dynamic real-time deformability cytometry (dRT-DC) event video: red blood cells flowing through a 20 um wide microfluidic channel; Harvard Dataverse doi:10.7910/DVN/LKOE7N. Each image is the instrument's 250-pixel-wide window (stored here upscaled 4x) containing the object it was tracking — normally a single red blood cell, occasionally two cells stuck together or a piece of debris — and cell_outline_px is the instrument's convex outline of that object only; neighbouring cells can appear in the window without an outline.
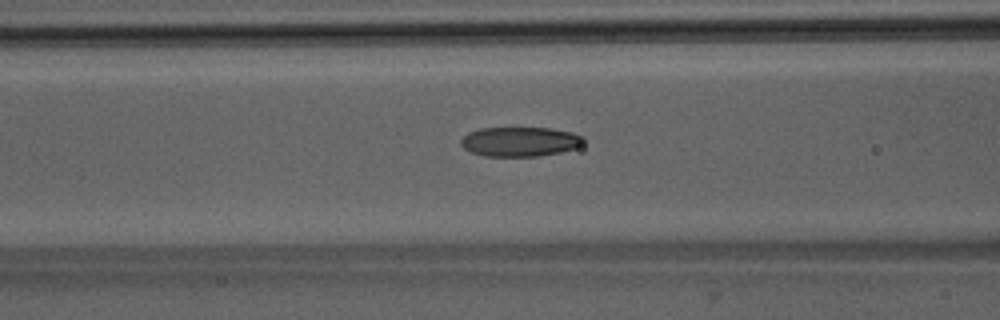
{"species": "Egyptian fruit bat (a non-hibernating species)", "species_latin": "Rousettus aegyptiacus", "temperature_condition": "room temperature", "stored_images_in_passage": 44, "camera_frame_rate_fps": 3000, "um_per_image_px": 0.085, "animal": {"sex": "male"}, "frame": {"image": 1, "passage_image": 15, "time_ms": 4.667, "image_size_px": [1000, 320], "cell_outline_px": [[584, 144], [576, 148], [560, 152], [540, 156], [484, 156], [472, 152], [464, 148], [460, 144], [460, 140], [468, 132], [480, 128], [552, 128], [572, 132], [584, 136]], "centroid_in_image_um": [44.22, 12.03], "position_along_channel_um": 122.4, "area_um2": 21.27}}
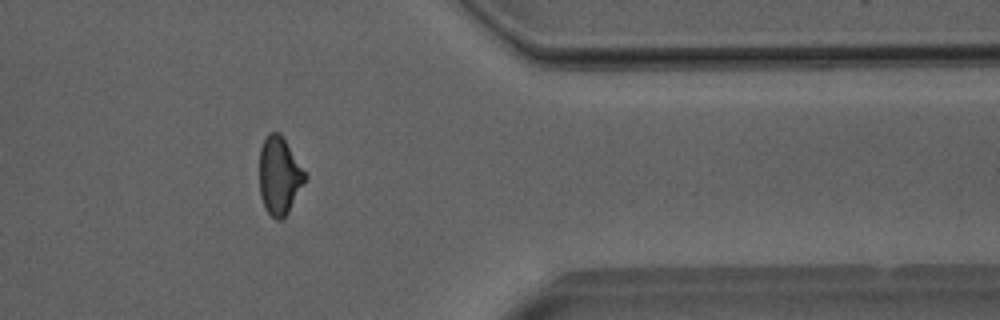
{"frame": {"image": 2, "passage_image": 36, "time_ms": 11.667, "image_size_px": [1000, 320], "cell_outline_px": [[308, 176], [288, 212], [280, 220], [276, 220], [264, 208], [260, 196], [260, 148], [268, 132], [280, 132]], "centroid_in_image_um": [23.74, 14.92], "position_along_channel_um": 387.7, "area_um2": 20.58}}
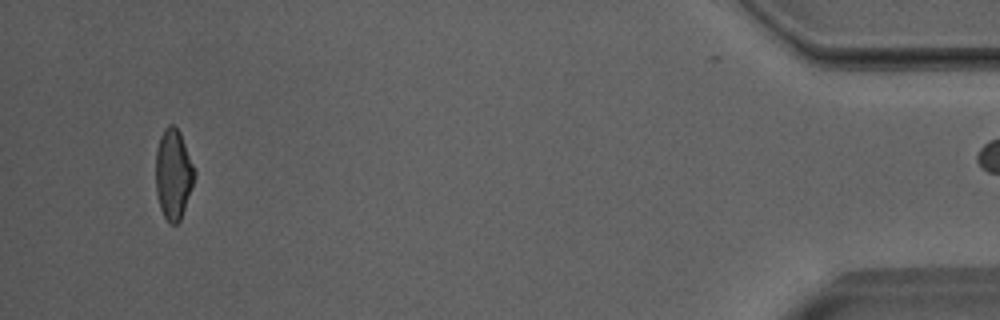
{"frame": {"image": 3, "passage_image": 43, "time_ms": 14.0, "image_size_px": [1000, 320], "cell_outline_px": [[196, 176], [180, 220], [176, 224], [172, 224], [164, 216], [160, 208], [156, 192], [156, 148], [160, 136], [164, 128], [168, 124], [172, 124], [180, 132], [196, 172]], "centroid_in_image_um": [14.73, 14.78], "position_along_channel_um": 420.5, "area_um2": 20.29}}